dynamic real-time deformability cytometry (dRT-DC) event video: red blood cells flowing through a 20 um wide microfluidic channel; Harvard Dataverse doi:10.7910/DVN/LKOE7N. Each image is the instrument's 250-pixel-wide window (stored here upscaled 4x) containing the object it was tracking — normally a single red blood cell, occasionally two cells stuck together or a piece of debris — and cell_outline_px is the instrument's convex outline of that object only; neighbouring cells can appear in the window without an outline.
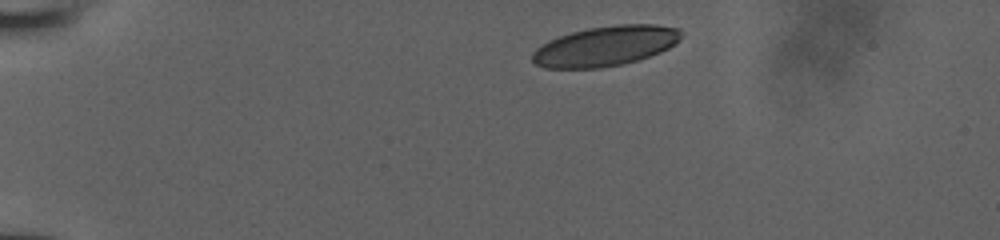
{"species": "human", "species_latin": "Homo sapiens", "temperature_condition": "room temperature", "stored_images_in_passage": 8, "camera_frame_rate_fps": 3000, "um_per_image_px": 0.085, "donor": {"sex": "male"}, "frame": {"image": 1, "passage_image": 1, "time_ms": 0.0, "image_size_px": [1000, 240], "cell_outline_px": [[680, 40], [676, 44], [660, 52], [636, 60], [620, 64], [600, 68], [544, 68], [536, 64], [532, 60], [532, 52], [536, 48], [548, 40], [572, 32], [588, 28], [616, 24], [656, 24], [680, 28]], "centroid_in_image_um": [51.45, 3.9], "position_along_channel_um": 33.5, "area_um2": 34.62}}
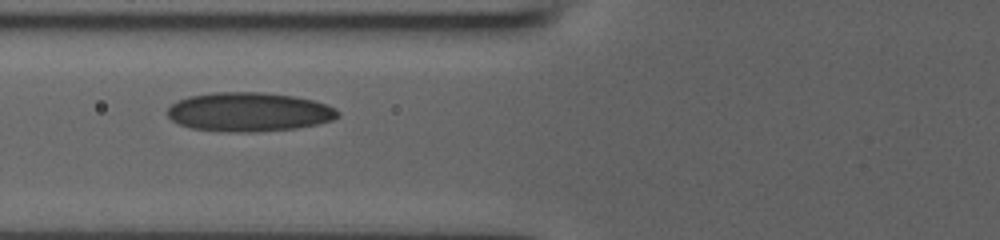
{"frame": {"image": 2, "passage_image": 5, "time_ms": 1.333, "image_size_px": [1000, 240], "cell_outline_px": [[340, 116], [332, 120], [316, 124], [296, 128], [252, 132], [232, 132], [192, 128], [180, 124], [172, 120], [168, 116], [168, 108], [176, 100], [188, 96], [212, 92], [264, 92], [292, 96], [312, 100], [336, 108], [340, 112]], "centroid_in_image_um": [21.15, 9.51], "position_along_channel_um": 104.6, "area_um2": 38.73}}
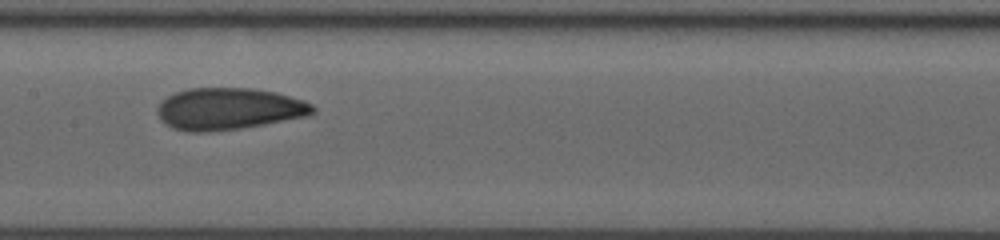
{"frame": {"image": 3, "passage_image": 7, "time_ms": 2.0, "image_size_px": [1000, 240], "cell_outline_px": [[316, 112], [308, 116], [264, 124], [240, 128], [204, 132], [192, 132], [172, 128], [160, 120], [156, 112], [156, 108], [160, 100], [176, 92], [188, 88], [252, 88], [276, 92], [304, 100], [312, 104], [316, 108]], "centroid_in_image_um": [19.43, 9.24], "position_along_channel_um": 188.0, "area_um2": 38.15}}